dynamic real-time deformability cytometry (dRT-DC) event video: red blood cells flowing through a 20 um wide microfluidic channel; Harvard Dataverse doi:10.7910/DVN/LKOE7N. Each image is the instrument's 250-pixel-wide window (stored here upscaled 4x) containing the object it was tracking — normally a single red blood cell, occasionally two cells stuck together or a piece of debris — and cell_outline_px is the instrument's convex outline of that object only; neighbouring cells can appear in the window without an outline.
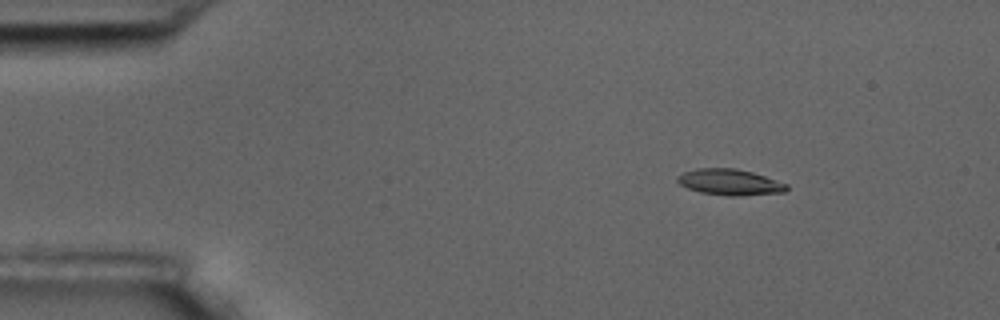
{"species": "common noctule bat (a hibernating species)", "species_latin": "Nyctalus noctula", "temperature_condition": "room temperature", "stored_images_in_passage": 4, "camera_frame_rate_fps": 3000, "um_per_image_px": 0.085, "animal": {"sex": "male", "body_mass_g": 17.5, "forearm_length_mm": 52.3}, "frame": {"image": 1, "passage_image": 2, "time_ms": 1.0, "image_size_px": [1000, 320], "cell_outline_px": [[788, 188], [784, 192], [740, 196], [728, 196], [700, 192], [688, 188], [680, 184], [676, 180], [676, 176], [684, 172], [696, 168], [736, 168], [752, 172], [788, 184]], "centroid_in_image_um": [62.02, 15.48], "position_along_channel_um": 23.0, "area_um2": 16.59}}